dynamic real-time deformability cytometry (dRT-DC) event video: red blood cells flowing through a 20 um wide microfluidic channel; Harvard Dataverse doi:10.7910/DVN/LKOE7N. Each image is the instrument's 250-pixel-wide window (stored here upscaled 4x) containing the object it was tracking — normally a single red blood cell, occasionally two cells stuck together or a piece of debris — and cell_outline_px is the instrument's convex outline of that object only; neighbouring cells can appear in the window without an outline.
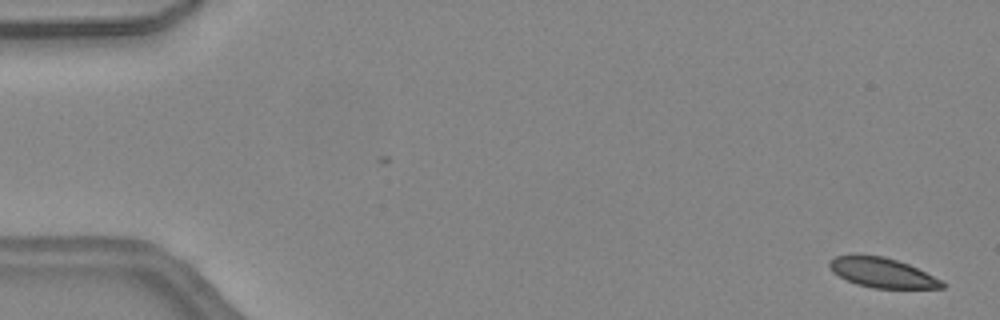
{"species": "common noctule bat (a hibernating species)", "species_latin": "Nyctalus noctula", "temperature_condition": "warm", "stored_images_in_passage": 46, "camera_frame_rate_fps": 3000, "um_per_image_px": 0.085, "animal": {"sex": "female", "body_mass_g": 24.6, "forearm_length_mm": 56.2}, "frame": {"image": 1, "passage_image": 1, "time_ms": 0.0, "image_size_px": [1000, 320], "cell_outline_px": [[944, 288], [872, 288], [856, 284], [832, 272], [828, 264], [828, 260], [836, 256], [884, 256], [908, 264], [944, 280]], "centroid_in_image_um": [75.01, 23.19], "position_along_channel_um": 10.0, "area_um2": 19.31}}
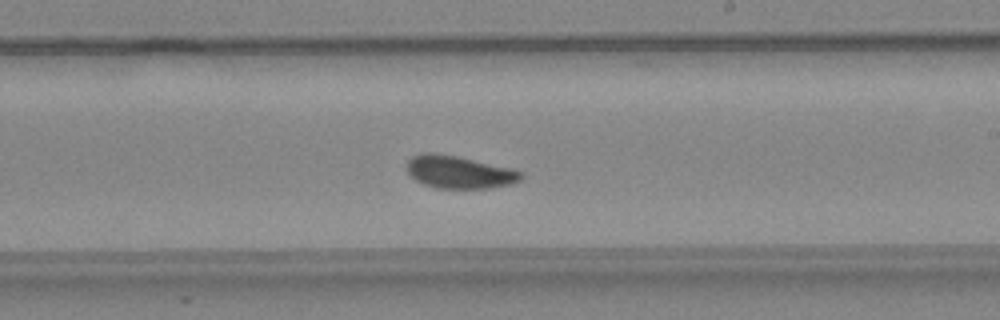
{"frame": {"image": 2, "passage_image": 27, "time_ms": 8.667, "image_size_px": [1000, 320], "cell_outline_px": [[524, 176], [520, 180], [512, 184], [492, 188], [436, 188], [424, 184], [408, 176], [404, 168], [408, 160], [412, 156], [420, 152], [436, 152], [456, 156], [512, 168], [524, 172]], "centroid_in_image_um": [38.99, 14.62], "position_along_channel_um": 250.0, "area_um2": 22.2}}
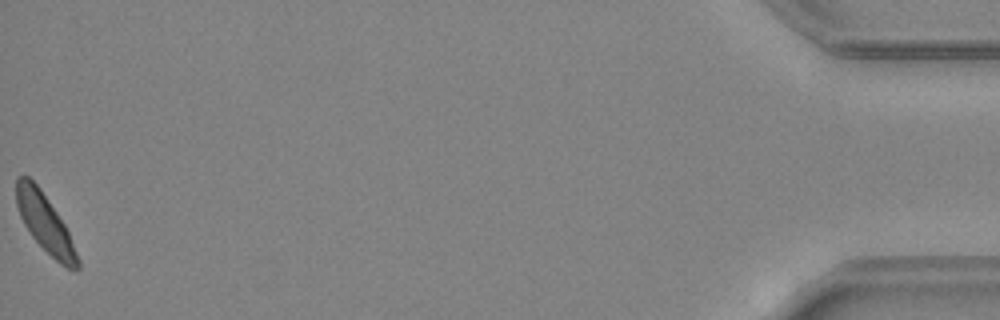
{"frame": {"image": 3, "passage_image": 46, "time_ms": 15.0, "image_size_px": [1000, 320], "cell_outline_px": [[80, 268], [76, 272], [60, 264], [32, 236], [24, 224], [20, 216], [16, 204], [16, 176], [28, 176], [40, 188], [64, 224], [68, 232], [80, 260]], "centroid_in_image_um": [3.83, 18.97], "position_along_channel_um": 431.4, "area_um2": 20.4}, "authors_computed_cell_mechanics": {"area_um2": 21.386, "velocity_mm_per_s": 4.4698, "shape_relaxation_time_tau1_ms": 3.1953, "shape_relaxation_time_tau2_ms": 0.7641, "deformation_change_tau1": 0.0867, "deformation_change_tau2": 0.0386}}